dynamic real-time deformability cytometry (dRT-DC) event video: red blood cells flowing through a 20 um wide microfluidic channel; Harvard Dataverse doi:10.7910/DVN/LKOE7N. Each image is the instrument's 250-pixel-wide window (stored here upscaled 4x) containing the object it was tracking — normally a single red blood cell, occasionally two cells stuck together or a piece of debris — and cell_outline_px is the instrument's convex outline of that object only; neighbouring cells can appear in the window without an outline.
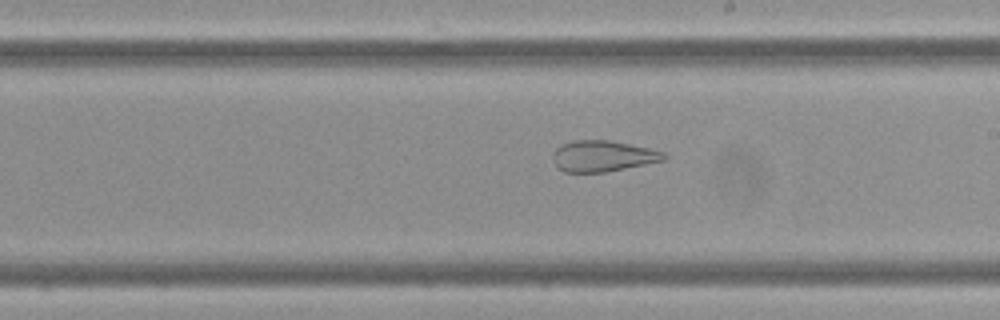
{"species": "Egyptian fruit bat (a non-hibernating species)", "species_latin": "Rousettus aegyptiacus", "temperature_condition": "cold", "stored_images_in_passage": 59, "camera_frame_rate_fps": 3000, "um_per_image_px": 0.085, "frame": {"image": 1, "passage_image": 34, "time_ms": 11.0, "image_size_px": [1000, 320], "cell_outline_px": [[668, 156], [664, 160], [604, 172], [564, 172], [556, 168], [552, 160], [552, 152], [560, 144], [572, 140], [608, 140], [648, 148], [664, 152]], "centroid_in_image_um": [51.16, 13.26], "position_along_channel_um": 237.8, "area_um2": 20.11}, "authors_computed_cell_mechanics": {"area_um2": 29.4202, "velocity_mm_per_s": 3.4153, "shape_relaxation_time_tau1_ms": null, "shape_relaxation_time_tau2_ms": 1.9218, "deformation_change_tau1": null, "deformation_change_tau2": 0.1154}}